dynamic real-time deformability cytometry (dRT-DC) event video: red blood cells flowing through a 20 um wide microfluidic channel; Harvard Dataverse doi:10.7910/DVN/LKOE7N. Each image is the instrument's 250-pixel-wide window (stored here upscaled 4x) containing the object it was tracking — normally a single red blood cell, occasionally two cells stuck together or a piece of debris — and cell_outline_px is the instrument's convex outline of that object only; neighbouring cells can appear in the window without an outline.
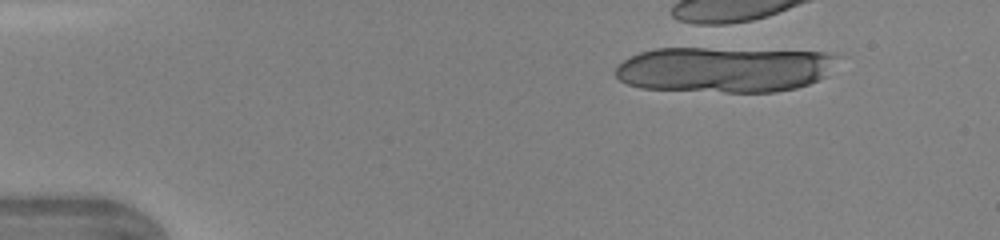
{"species": "human", "species_latin": "Homo sapiens", "temperature_condition": "warm", "stored_images_in_passage": 3, "camera_frame_rate_fps": 3000, "um_per_image_px": 0.085, "donor": {"sex": "female"}, "frame": {"image": 1, "passage_image": 1, "time_ms": 0.0, "image_size_px": [1000, 240], "cell_outline_px": [[848, 56], [828, 76], [808, 84], [796, 88], [776, 92], [724, 92], [640, 88], [628, 84], [620, 80], [616, 76], [616, 68], [624, 60], [640, 52], [656, 48], [704, 48], [828, 52]], "centroid_in_image_um": [61.73, 5.9], "position_along_channel_um": 23.3, "area_um2": 60.0}}